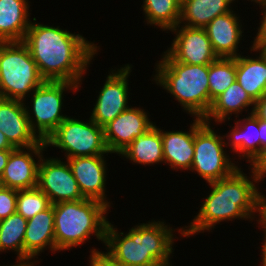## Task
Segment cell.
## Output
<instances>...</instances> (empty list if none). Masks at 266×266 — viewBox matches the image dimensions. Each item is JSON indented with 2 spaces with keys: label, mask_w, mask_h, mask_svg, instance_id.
Segmentation results:
<instances>
[{
  "label": "cell",
  "mask_w": 266,
  "mask_h": 266,
  "mask_svg": "<svg viewBox=\"0 0 266 266\" xmlns=\"http://www.w3.org/2000/svg\"><path fill=\"white\" fill-rule=\"evenodd\" d=\"M23 42L45 81H68L79 86L100 49L80 34L37 22H31Z\"/></svg>",
  "instance_id": "obj_1"
},
{
  "label": "cell",
  "mask_w": 266,
  "mask_h": 266,
  "mask_svg": "<svg viewBox=\"0 0 266 266\" xmlns=\"http://www.w3.org/2000/svg\"><path fill=\"white\" fill-rule=\"evenodd\" d=\"M251 173V177H247L240 167L230 176L208 183L212 190L200 205L199 213L190 225L178 229V233L190 237L209 231L222 221H232L234 218L254 220V213H260L262 195L256 183L264 177L253 167Z\"/></svg>",
  "instance_id": "obj_2"
},
{
  "label": "cell",
  "mask_w": 266,
  "mask_h": 266,
  "mask_svg": "<svg viewBox=\"0 0 266 266\" xmlns=\"http://www.w3.org/2000/svg\"><path fill=\"white\" fill-rule=\"evenodd\" d=\"M163 221H149L132 227L128 233L118 232L111 223L106 227L105 254L124 266H172L174 235Z\"/></svg>",
  "instance_id": "obj_3"
},
{
  "label": "cell",
  "mask_w": 266,
  "mask_h": 266,
  "mask_svg": "<svg viewBox=\"0 0 266 266\" xmlns=\"http://www.w3.org/2000/svg\"><path fill=\"white\" fill-rule=\"evenodd\" d=\"M160 60L153 78L156 84L172 94L188 114L204 119L210 110L209 65L176 62L166 52Z\"/></svg>",
  "instance_id": "obj_4"
},
{
  "label": "cell",
  "mask_w": 266,
  "mask_h": 266,
  "mask_svg": "<svg viewBox=\"0 0 266 266\" xmlns=\"http://www.w3.org/2000/svg\"><path fill=\"white\" fill-rule=\"evenodd\" d=\"M54 207L56 251L81 246L93 234L105 243L109 207L94 199L59 202ZM92 234V235H91Z\"/></svg>",
  "instance_id": "obj_5"
},
{
  "label": "cell",
  "mask_w": 266,
  "mask_h": 266,
  "mask_svg": "<svg viewBox=\"0 0 266 266\" xmlns=\"http://www.w3.org/2000/svg\"><path fill=\"white\" fill-rule=\"evenodd\" d=\"M44 82L23 41L0 42L1 98L25 101Z\"/></svg>",
  "instance_id": "obj_6"
},
{
  "label": "cell",
  "mask_w": 266,
  "mask_h": 266,
  "mask_svg": "<svg viewBox=\"0 0 266 266\" xmlns=\"http://www.w3.org/2000/svg\"><path fill=\"white\" fill-rule=\"evenodd\" d=\"M193 121L194 155L190 171H196L207 183L230 176L239 167L223 148L226 146L225 137L216 134L211 124L202 118Z\"/></svg>",
  "instance_id": "obj_7"
},
{
  "label": "cell",
  "mask_w": 266,
  "mask_h": 266,
  "mask_svg": "<svg viewBox=\"0 0 266 266\" xmlns=\"http://www.w3.org/2000/svg\"><path fill=\"white\" fill-rule=\"evenodd\" d=\"M87 121L68 116L47 138L46 147L61 149L66 159L109 154L103 127L90 118Z\"/></svg>",
  "instance_id": "obj_8"
},
{
  "label": "cell",
  "mask_w": 266,
  "mask_h": 266,
  "mask_svg": "<svg viewBox=\"0 0 266 266\" xmlns=\"http://www.w3.org/2000/svg\"><path fill=\"white\" fill-rule=\"evenodd\" d=\"M78 87V84L68 81H45L31 93L32 109L26 107V112L30 127L40 140L46 141L68 117L62 114L63 92L77 91Z\"/></svg>",
  "instance_id": "obj_9"
},
{
  "label": "cell",
  "mask_w": 266,
  "mask_h": 266,
  "mask_svg": "<svg viewBox=\"0 0 266 266\" xmlns=\"http://www.w3.org/2000/svg\"><path fill=\"white\" fill-rule=\"evenodd\" d=\"M52 204L85 199L78 187L68 161L57 158L40 159L38 185Z\"/></svg>",
  "instance_id": "obj_10"
},
{
  "label": "cell",
  "mask_w": 266,
  "mask_h": 266,
  "mask_svg": "<svg viewBox=\"0 0 266 266\" xmlns=\"http://www.w3.org/2000/svg\"><path fill=\"white\" fill-rule=\"evenodd\" d=\"M132 66L127 64L120 69L110 70L105 84L102 86L90 119L97 125L104 127L118 115L129 108L128 77Z\"/></svg>",
  "instance_id": "obj_11"
},
{
  "label": "cell",
  "mask_w": 266,
  "mask_h": 266,
  "mask_svg": "<svg viewBox=\"0 0 266 266\" xmlns=\"http://www.w3.org/2000/svg\"><path fill=\"white\" fill-rule=\"evenodd\" d=\"M170 31L176 36L165 52L176 62L209 65L219 58L204 28H191L178 24Z\"/></svg>",
  "instance_id": "obj_12"
},
{
  "label": "cell",
  "mask_w": 266,
  "mask_h": 266,
  "mask_svg": "<svg viewBox=\"0 0 266 266\" xmlns=\"http://www.w3.org/2000/svg\"><path fill=\"white\" fill-rule=\"evenodd\" d=\"M45 141L26 148H15L7 161L1 176L4 187L16 190L33 189L38 185V168L43 151L46 149ZM34 154V155H33ZM34 156L39 159L36 163Z\"/></svg>",
  "instance_id": "obj_13"
},
{
  "label": "cell",
  "mask_w": 266,
  "mask_h": 266,
  "mask_svg": "<svg viewBox=\"0 0 266 266\" xmlns=\"http://www.w3.org/2000/svg\"><path fill=\"white\" fill-rule=\"evenodd\" d=\"M153 125L144 109L130 106L103 127L109 152L120 154L134 139Z\"/></svg>",
  "instance_id": "obj_14"
},
{
  "label": "cell",
  "mask_w": 266,
  "mask_h": 266,
  "mask_svg": "<svg viewBox=\"0 0 266 266\" xmlns=\"http://www.w3.org/2000/svg\"><path fill=\"white\" fill-rule=\"evenodd\" d=\"M104 155L82 156L67 159L79 190L84 198L98 200L108 207L106 200V160Z\"/></svg>",
  "instance_id": "obj_15"
},
{
  "label": "cell",
  "mask_w": 266,
  "mask_h": 266,
  "mask_svg": "<svg viewBox=\"0 0 266 266\" xmlns=\"http://www.w3.org/2000/svg\"><path fill=\"white\" fill-rule=\"evenodd\" d=\"M25 104L0 97V131L14 148H29L41 141L30 127Z\"/></svg>",
  "instance_id": "obj_16"
},
{
  "label": "cell",
  "mask_w": 266,
  "mask_h": 266,
  "mask_svg": "<svg viewBox=\"0 0 266 266\" xmlns=\"http://www.w3.org/2000/svg\"><path fill=\"white\" fill-rule=\"evenodd\" d=\"M56 251L54 236V207L53 204L46 210L39 212L27 220L24 236V266H34L30 260L44 251Z\"/></svg>",
  "instance_id": "obj_17"
},
{
  "label": "cell",
  "mask_w": 266,
  "mask_h": 266,
  "mask_svg": "<svg viewBox=\"0 0 266 266\" xmlns=\"http://www.w3.org/2000/svg\"><path fill=\"white\" fill-rule=\"evenodd\" d=\"M237 15L232 10L215 17L204 27L218 57L235 58L240 55L237 52L243 27Z\"/></svg>",
  "instance_id": "obj_18"
},
{
  "label": "cell",
  "mask_w": 266,
  "mask_h": 266,
  "mask_svg": "<svg viewBox=\"0 0 266 266\" xmlns=\"http://www.w3.org/2000/svg\"><path fill=\"white\" fill-rule=\"evenodd\" d=\"M235 123L229 134L224 135L228 140L226 147L229 144L236 155L239 153V159L247 158L246 161L252 166L260 158L259 119L250 112L248 117Z\"/></svg>",
  "instance_id": "obj_19"
},
{
  "label": "cell",
  "mask_w": 266,
  "mask_h": 266,
  "mask_svg": "<svg viewBox=\"0 0 266 266\" xmlns=\"http://www.w3.org/2000/svg\"><path fill=\"white\" fill-rule=\"evenodd\" d=\"M250 51L259 52V56L236 57V80L257 102L266 93V57L253 44Z\"/></svg>",
  "instance_id": "obj_20"
},
{
  "label": "cell",
  "mask_w": 266,
  "mask_h": 266,
  "mask_svg": "<svg viewBox=\"0 0 266 266\" xmlns=\"http://www.w3.org/2000/svg\"><path fill=\"white\" fill-rule=\"evenodd\" d=\"M28 0H0V42L23 41L31 24Z\"/></svg>",
  "instance_id": "obj_21"
},
{
  "label": "cell",
  "mask_w": 266,
  "mask_h": 266,
  "mask_svg": "<svg viewBox=\"0 0 266 266\" xmlns=\"http://www.w3.org/2000/svg\"><path fill=\"white\" fill-rule=\"evenodd\" d=\"M189 132L162 130L164 164L172 170H190L194 155V122Z\"/></svg>",
  "instance_id": "obj_22"
},
{
  "label": "cell",
  "mask_w": 266,
  "mask_h": 266,
  "mask_svg": "<svg viewBox=\"0 0 266 266\" xmlns=\"http://www.w3.org/2000/svg\"><path fill=\"white\" fill-rule=\"evenodd\" d=\"M252 106L251 113L254 111L255 102L250 98L242 86L235 80L223 93L218 95L212 102L211 108L203 119L206 123L211 124L210 120L218 124L230 120L232 113L237 119L238 114L247 107Z\"/></svg>",
  "instance_id": "obj_23"
},
{
  "label": "cell",
  "mask_w": 266,
  "mask_h": 266,
  "mask_svg": "<svg viewBox=\"0 0 266 266\" xmlns=\"http://www.w3.org/2000/svg\"><path fill=\"white\" fill-rule=\"evenodd\" d=\"M119 155L136 164L164 163L162 130L154 125L134 139Z\"/></svg>",
  "instance_id": "obj_24"
},
{
  "label": "cell",
  "mask_w": 266,
  "mask_h": 266,
  "mask_svg": "<svg viewBox=\"0 0 266 266\" xmlns=\"http://www.w3.org/2000/svg\"><path fill=\"white\" fill-rule=\"evenodd\" d=\"M235 0H181L179 24L191 28H204L215 17L232 11Z\"/></svg>",
  "instance_id": "obj_25"
},
{
  "label": "cell",
  "mask_w": 266,
  "mask_h": 266,
  "mask_svg": "<svg viewBox=\"0 0 266 266\" xmlns=\"http://www.w3.org/2000/svg\"><path fill=\"white\" fill-rule=\"evenodd\" d=\"M27 220L18 212L0 220V252L14 250L16 266H24V236Z\"/></svg>",
  "instance_id": "obj_26"
},
{
  "label": "cell",
  "mask_w": 266,
  "mask_h": 266,
  "mask_svg": "<svg viewBox=\"0 0 266 266\" xmlns=\"http://www.w3.org/2000/svg\"><path fill=\"white\" fill-rule=\"evenodd\" d=\"M147 25L159 26L163 31L175 28L181 17V0H143Z\"/></svg>",
  "instance_id": "obj_27"
},
{
  "label": "cell",
  "mask_w": 266,
  "mask_h": 266,
  "mask_svg": "<svg viewBox=\"0 0 266 266\" xmlns=\"http://www.w3.org/2000/svg\"><path fill=\"white\" fill-rule=\"evenodd\" d=\"M236 80V57H219L209 64L210 108L213 100Z\"/></svg>",
  "instance_id": "obj_28"
},
{
  "label": "cell",
  "mask_w": 266,
  "mask_h": 266,
  "mask_svg": "<svg viewBox=\"0 0 266 266\" xmlns=\"http://www.w3.org/2000/svg\"><path fill=\"white\" fill-rule=\"evenodd\" d=\"M52 203L48 196L38 187L33 189L17 190L16 212L26 220L31 219L39 212L48 209Z\"/></svg>",
  "instance_id": "obj_29"
},
{
  "label": "cell",
  "mask_w": 266,
  "mask_h": 266,
  "mask_svg": "<svg viewBox=\"0 0 266 266\" xmlns=\"http://www.w3.org/2000/svg\"><path fill=\"white\" fill-rule=\"evenodd\" d=\"M17 190L3 187L0 190V220L16 212Z\"/></svg>",
  "instance_id": "obj_30"
},
{
  "label": "cell",
  "mask_w": 266,
  "mask_h": 266,
  "mask_svg": "<svg viewBox=\"0 0 266 266\" xmlns=\"http://www.w3.org/2000/svg\"><path fill=\"white\" fill-rule=\"evenodd\" d=\"M91 250L89 266H124L111 260L104 252L98 251L95 248Z\"/></svg>",
  "instance_id": "obj_31"
},
{
  "label": "cell",
  "mask_w": 266,
  "mask_h": 266,
  "mask_svg": "<svg viewBox=\"0 0 266 266\" xmlns=\"http://www.w3.org/2000/svg\"><path fill=\"white\" fill-rule=\"evenodd\" d=\"M253 113L258 119L266 121V93L255 102Z\"/></svg>",
  "instance_id": "obj_32"
},
{
  "label": "cell",
  "mask_w": 266,
  "mask_h": 266,
  "mask_svg": "<svg viewBox=\"0 0 266 266\" xmlns=\"http://www.w3.org/2000/svg\"><path fill=\"white\" fill-rule=\"evenodd\" d=\"M263 10H261L262 21L260 22V26L258 27V32L255 35V38H266V0L259 3ZM263 11V12H262Z\"/></svg>",
  "instance_id": "obj_33"
},
{
  "label": "cell",
  "mask_w": 266,
  "mask_h": 266,
  "mask_svg": "<svg viewBox=\"0 0 266 266\" xmlns=\"http://www.w3.org/2000/svg\"><path fill=\"white\" fill-rule=\"evenodd\" d=\"M256 216H259L258 224H260L262 228H264V234L266 235V196L264 194L261 195L260 200V213Z\"/></svg>",
  "instance_id": "obj_34"
},
{
  "label": "cell",
  "mask_w": 266,
  "mask_h": 266,
  "mask_svg": "<svg viewBox=\"0 0 266 266\" xmlns=\"http://www.w3.org/2000/svg\"><path fill=\"white\" fill-rule=\"evenodd\" d=\"M250 167H253L263 177L266 176V149L263 151L260 158Z\"/></svg>",
  "instance_id": "obj_35"
},
{
  "label": "cell",
  "mask_w": 266,
  "mask_h": 266,
  "mask_svg": "<svg viewBox=\"0 0 266 266\" xmlns=\"http://www.w3.org/2000/svg\"><path fill=\"white\" fill-rule=\"evenodd\" d=\"M260 156L266 149V121L259 119Z\"/></svg>",
  "instance_id": "obj_36"
},
{
  "label": "cell",
  "mask_w": 266,
  "mask_h": 266,
  "mask_svg": "<svg viewBox=\"0 0 266 266\" xmlns=\"http://www.w3.org/2000/svg\"><path fill=\"white\" fill-rule=\"evenodd\" d=\"M12 151L13 150H0V178L3 174L4 168L7 165L8 158Z\"/></svg>",
  "instance_id": "obj_37"
},
{
  "label": "cell",
  "mask_w": 266,
  "mask_h": 266,
  "mask_svg": "<svg viewBox=\"0 0 266 266\" xmlns=\"http://www.w3.org/2000/svg\"><path fill=\"white\" fill-rule=\"evenodd\" d=\"M253 45L266 57V38H254Z\"/></svg>",
  "instance_id": "obj_38"
},
{
  "label": "cell",
  "mask_w": 266,
  "mask_h": 266,
  "mask_svg": "<svg viewBox=\"0 0 266 266\" xmlns=\"http://www.w3.org/2000/svg\"><path fill=\"white\" fill-rule=\"evenodd\" d=\"M15 148L10 144L5 134L0 131V150H14Z\"/></svg>",
  "instance_id": "obj_39"
},
{
  "label": "cell",
  "mask_w": 266,
  "mask_h": 266,
  "mask_svg": "<svg viewBox=\"0 0 266 266\" xmlns=\"http://www.w3.org/2000/svg\"><path fill=\"white\" fill-rule=\"evenodd\" d=\"M265 238H264V243H262V248H260L262 251H261V256H262V263L261 265L262 266H266V235L264 234L263 235Z\"/></svg>",
  "instance_id": "obj_40"
},
{
  "label": "cell",
  "mask_w": 266,
  "mask_h": 266,
  "mask_svg": "<svg viewBox=\"0 0 266 266\" xmlns=\"http://www.w3.org/2000/svg\"><path fill=\"white\" fill-rule=\"evenodd\" d=\"M255 2V3H257V4H259V3H261L262 1H265V0H251V2Z\"/></svg>",
  "instance_id": "obj_41"
},
{
  "label": "cell",
  "mask_w": 266,
  "mask_h": 266,
  "mask_svg": "<svg viewBox=\"0 0 266 266\" xmlns=\"http://www.w3.org/2000/svg\"><path fill=\"white\" fill-rule=\"evenodd\" d=\"M4 187L3 182L0 179V190Z\"/></svg>",
  "instance_id": "obj_42"
}]
</instances>
